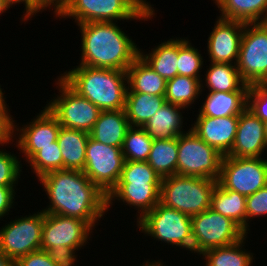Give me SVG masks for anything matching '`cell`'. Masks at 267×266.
<instances>
[{
	"instance_id": "cb8c5ba5",
	"label": "cell",
	"mask_w": 267,
	"mask_h": 266,
	"mask_svg": "<svg viewBox=\"0 0 267 266\" xmlns=\"http://www.w3.org/2000/svg\"><path fill=\"white\" fill-rule=\"evenodd\" d=\"M89 133L61 127L57 141L63 158V169L83 171Z\"/></svg>"
},
{
	"instance_id": "d4e9b609",
	"label": "cell",
	"mask_w": 267,
	"mask_h": 266,
	"mask_svg": "<svg viewBox=\"0 0 267 266\" xmlns=\"http://www.w3.org/2000/svg\"><path fill=\"white\" fill-rule=\"evenodd\" d=\"M205 74V84L201 83V94L204 85L209 92L248 91V85L240 76L236 64L210 62Z\"/></svg>"
},
{
	"instance_id": "44dd1931",
	"label": "cell",
	"mask_w": 267,
	"mask_h": 266,
	"mask_svg": "<svg viewBox=\"0 0 267 266\" xmlns=\"http://www.w3.org/2000/svg\"><path fill=\"white\" fill-rule=\"evenodd\" d=\"M184 107L165 103L144 125L145 131L153 139H173L189 130L184 131L183 115L180 110Z\"/></svg>"
},
{
	"instance_id": "8fae6325",
	"label": "cell",
	"mask_w": 267,
	"mask_h": 266,
	"mask_svg": "<svg viewBox=\"0 0 267 266\" xmlns=\"http://www.w3.org/2000/svg\"><path fill=\"white\" fill-rule=\"evenodd\" d=\"M217 182L225 189L249 196L267 185V159L225 155Z\"/></svg>"
},
{
	"instance_id": "484cf974",
	"label": "cell",
	"mask_w": 267,
	"mask_h": 266,
	"mask_svg": "<svg viewBox=\"0 0 267 266\" xmlns=\"http://www.w3.org/2000/svg\"><path fill=\"white\" fill-rule=\"evenodd\" d=\"M220 18L243 23L267 22V0H213Z\"/></svg>"
},
{
	"instance_id": "f1b7e54d",
	"label": "cell",
	"mask_w": 267,
	"mask_h": 266,
	"mask_svg": "<svg viewBox=\"0 0 267 266\" xmlns=\"http://www.w3.org/2000/svg\"><path fill=\"white\" fill-rule=\"evenodd\" d=\"M166 103L164 96L132 92L127 88L125 112L130 126L144 127L149 119Z\"/></svg>"
},
{
	"instance_id": "f6af8a7d",
	"label": "cell",
	"mask_w": 267,
	"mask_h": 266,
	"mask_svg": "<svg viewBox=\"0 0 267 266\" xmlns=\"http://www.w3.org/2000/svg\"><path fill=\"white\" fill-rule=\"evenodd\" d=\"M5 1L8 3L10 7H12L15 4L16 5L21 4V3L25 4L24 9L26 11L24 10L23 13L25 14L22 15V21L24 22L31 20V18L39 12L28 0H5Z\"/></svg>"
},
{
	"instance_id": "f546056e",
	"label": "cell",
	"mask_w": 267,
	"mask_h": 266,
	"mask_svg": "<svg viewBox=\"0 0 267 266\" xmlns=\"http://www.w3.org/2000/svg\"><path fill=\"white\" fill-rule=\"evenodd\" d=\"M178 137L154 139L147 162L162 178L177 174Z\"/></svg>"
},
{
	"instance_id": "1f68e13d",
	"label": "cell",
	"mask_w": 267,
	"mask_h": 266,
	"mask_svg": "<svg viewBox=\"0 0 267 266\" xmlns=\"http://www.w3.org/2000/svg\"><path fill=\"white\" fill-rule=\"evenodd\" d=\"M201 83L199 79L176 75L166 83L164 95L166 102L187 109L190 108L201 96Z\"/></svg>"
},
{
	"instance_id": "8d00e7d4",
	"label": "cell",
	"mask_w": 267,
	"mask_h": 266,
	"mask_svg": "<svg viewBox=\"0 0 267 266\" xmlns=\"http://www.w3.org/2000/svg\"><path fill=\"white\" fill-rule=\"evenodd\" d=\"M0 149V186L16 187L22 172L20 158Z\"/></svg>"
},
{
	"instance_id": "52a82bcc",
	"label": "cell",
	"mask_w": 267,
	"mask_h": 266,
	"mask_svg": "<svg viewBox=\"0 0 267 266\" xmlns=\"http://www.w3.org/2000/svg\"><path fill=\"white\" fill-rule=\"evenodd\" d=\"M223 155L191 129L178 137L177 175L218 180Z\"/></svg>"
},
{
	"instance_id": "d590c367",
	"label": "cell",
	"mask_w": 267,
	"mask_h": 266,
	"mask_svg": "<svg viewBox=\"0 0 267 266\" xmlns=\"http://www.w3.org/2000/svg\"><path fill=\"white\" fill-rule=\"evenodd\" d=\"M161 180L147 161H125L118 183H161Z\"/></svg>"
},
{
	"instance_id": "4dcf8cb0",
	"label": "cell",
	"mask_w": 267,
	"mask_h": 266,
	"mask_svg": "<svg viewBox=\"0 0 267 266\" xmlns=\"http://www.w3.org/2000/svg\"><path fill=\"white\" fill-rule=\"evenodd\" d=\"M247 234L238 242L228 246L206 250L201 255L206 260L205 266H251L254 260L252 253L244 247Z\"/></svg>"
},
{
	"instance_id": "f35d334b",
	"label": "cell",
	"mask_w": 267,
	"mask_h": 266,
	"mask_svg": "<svg viewBox=\"0 0 267 266\" xmlns=\"http://www.w3.org/2000/svg\"><path fill=\"white\" fill-rule=\"evenodd\" d=\"M260 216H267V185L246 196V234L250 231L249 220Z\"/></svg>"
},
{
	"instance_id": "e0dca14e",
	"label": "cell",
	"mask_w": 267,
	"mask_h": 266,
	"mask_svg": "<svg viewBox=\"0 0 267 266\" xmlns=\"http://www.w3.org/2000/svg\"><path fill=\"white\" fill-rule=\"evenodd\" d=\"M267 151L264 123L247 108L239 115L234 145L226 156L261 157Z\"/></svg>"
},
{
	"instance_id": "7c38bea8",
	"label": "cell",
	"mask_w": 267,
	"mask_h": 266,
	"mask_svg": "<svg viewBox=\"0 0 267 266\" xmlns=\"http://www.w3.org/2000/svg\"><path fill=\"white\" fill-rule=\"evenodd\" d=\"M124 162L122 148L88 138L83 172L106 196L117 185Z\"/></svg>"
},
{
	"instance_id": "bcb514c9",
	"label": "cell",
	"mask_w": 267,
	"mask_h": 266,
	"mask_svg": "<svg viewBox=\"0 0 267 266\" xmlns=\"http://www.w3.org/2000/svg\"><path fill=\"white\" fill-rule=\"evenodd\" d=\"M0 266H15V261L0 251Z\"/></svg>"
},
{
	"instance_id": "836d02e7",
	"label": "cell",
	"mask_w": 267,
	"mask_h": 266,
	"mask_svg": "<svg viewBox=\"0 0 267 266\" xmlns=\"http://www.w3.org/2000/svg\"><path fill=\"white\" fill-rule=\"evenodd\" d=\"M29 166L36 177L39 179L42 175L56 170H63V158L58 141L51 145L42 147L28 161Z\"/></svg>"
},
{
	"instance_id": "3957f363",
	"label": "cell",
	"mask_w": 267,
	"mask_h": 266,
	"mask_svg": "<svg viewBox=\"0 0 267 266\" xmlns=\"http://www.w3.org/2000/svg\"><path fill=\"white\" fill-rule=\"evenodd\" d=\"M61 75L75 92L101 111L125 109L128 88L126 71L78 65Z\"/></svg>"
},
{
	"instance_id": "2e32d148",
	"label": "cell",
	"mask_w": 267,
	"mask_h": 266,
	"mask_svg": "<svg viewBox=\"0 0 267 266\" xmlns=\"http://www.w3.org/2000/svg\"><path fill=\"white\" fill-rule=\"evenodd\" d=\"M215 23L207 40L208 61L236 64L245 23L220 17Z\"/></svg>"
},
{
	"instance_id": "ee69618b",
	"label": "cell",
	"mask_w": 267,
	"mask_h": 266,
	"mask_svg": "<svg viewBox=\"0 0 267 266\" xmlns=\"http://www.w3.org/2000/svg\"><path fill=\"white\" fill-rule=\"evenodd\" d=\"M39 12L46 10L47 8H53L54 14L60 13L64 0H28Z\"/></svg>"
},
{
	"instance_id": "277c9868",
	"label": "cell",
	"mask_w": 267,
	"mask_h": 266,
	"mask_svg": "<svg viewBox=\"0 0 267 266\" xmlns=\"http://www.w3.org/2000/svg\"><path fill=\"white\" fill-rule=\"evenodd\" d=\"M155 13L154 7L146 0H64L57 17H72L76 24H81L127 22L129 19L148 21Z\"/></svg>"
},
{
	"instance_id": "8992f818",
	"label": "cell",
	"mask_w": 267,
	"mask_h": 266,
	"mask_svg": "<svg viewBox=\"0 0 267 266\" xmlns=\"http://www.w3.org/2000/svg\"><path fill=\"white\" fill-rule=\"evenodd\" d=\"M140 231L156 241L193 253L191 217L160 202L137 221Z\"/></svg>"
},
{
	"instance_id": "7402d4cb",
	"label": "cell",
	"mask_w": 267,
	"mask_h": 266,
	"mask_svg": "<svg viewBox=\"0 0 267 266\" xmlns=\"http://www.w3.org/2000/svg\"><path fill=\"white\" fill-rule=\"evenodd\" d=\"M197 116L240 115L247 108L248 91L208 92Z\"/></svg>"
},
{
	"instance_id": "5b68a950",
	"label": "cell",
	"mask_w": 267,
	"mask_h": 266,
	"mask_svg": "<svg viewBox=\"0 0 267 266\" xmlns=\"http://www.w3.org/2000/svg\"><path fill=\"white\" fill-rule=\"evenodd\" d=\"M215 179L172 175L162 178L160 203L193 217L210 208Z\"/></svg>"
},
{
	"instance_id": "7bdbcfd3",
	"label": "cell",
	"mask_w": 267,
	"mask_h": 266,
	"mask_svg": "<svg viewBox=\"0 0 267 266\" xmlns=\"http://www.w3.org/2000/svg\"><path fill=\"white\" fill-rule=\"evenodd\" d=\"M15 189L16 187L0 186V220L9 214L11 208L13 209Z\"/></svg>"
},
{
	"instance_id": "ab89813d",
	"label": "cell",
	"mask_w": 267,
	"mask_h": 266,
	"mask_svg": "<svg viewBox=\"0 0 267 266\" xmlns=\"http://www.w3.org/2000/svg\"><path fill=\"white\" fill-rule=\"evenodd\" d=\"M78 250L71 247L59 246L58 248L48 249L46 252L57 266H74V263L77 262V255L75 253Z\"/></svg>"
},
{
	"instance_id": "7dc6e473",
	"label": "cell",
	"mask_w": 267,
	"mask_h": 266,
	"mask_svg": "<svg viewBox=\"0 0 267 266\" xmlns=\"http://www.w3.org/2000/svg\"><path fill=\"white\" fill-rule=\"evenodd\" d=\"M2 91L3 89H1V85H0V109H9L5 101L6 97H4L5 95Z\"/></svg>"
},
{
	"instance_id": "b9f144b4",
	"label": "cell",
	"mask_w": 267,
	"mask_h": 266,
	"mask_svg": "<svg viewBox=\"0 0 267 266\" xmlns=\"http://www.w3.org/2000/svg\"><path fill=\"white\" fill-rule=\"evenodd\" d=\"M10 109H0V145L14 142L13 138V116L8 112ZM12 117V118H11ZM12 141V142H11Z\"/></svg>"
},
{
	"instance_id": "603a6c76",
	"label": "cell",
	"mask_w": 267,
	"mask_h": 266,
	"mask_svg": "<svg viewBox=\"0 0 267 266\" xmlns=\"http://www.w3.org/2000/svg\"><path fill=\"white\" fill-rule=\"evenodd\" d=\"M150 53L139 50V56L166 81L178 75L179 38H170L152 48Z\"/></svg>"
},
{
	"instance_id": "5bb4252c",
	"label": "cell",
	"mask_w": 267,
	"mask_h": 266,
	"mask_svg": "<svg viewBox=\"0 0 267 266\" xmlns=\"http://www.w3.org/2000/svg\"><path fill=\"white\" fill-rule=\"evenodd\" d=\"M84 220L59 214L44 213L41 250L59 246L81 249L93 232Z\"/></svg>"
},
{
	"instance_id": "f907efd6",
	"label": "cell",
	"mask_w": 267,
	"mask_h": 266,
	"mask_svg": "<svg viewBox=\"0 0 267 266\" xmlns=\"http://www.w3.org/2000/svg\"><path fill=\"white\" fill-rule=\"evenodd\" d=\"M263 123H264V130H265V138L267 142V120L263 121Z\"/></svg>"
},
{
	"instance_id": "e575fe53",
	"label": "cell",
	"mask_w": 267,
	"mask_h": 266,
	"mask_svg": "<svg viewBox=\"0 0 267 266\" xmlns=\"http://www.w3.org/2000/svg\"><path fill=\"white\" fill-rule=\"evenodd\" d=\"M198 50L191 45L189 39H179L178 75L189 76L203 82L204 79L200 77V70L204 61Z\"/></svg>"
},
{
	"instance_id": "9a60e30c",
	"label": "cell",
	"mask_w": 267,
	"mask_h": 266,
	"mask_svg": "<svg viewBox=\"0 0 267 266\" xmlns=\"http://www.w3.org/2000/svg\"><path fill=\"white\" fill-rule=\"evenodd\" d=\"M40 112L30 123L27 122L26 126H17L13 120V138L19 134L16 136L18 138H14L17 139L15 145L24 154L26 162L42 147L57 141L61 128L58 119L46 106Z\"/></svg>"
},
{
	"instance_id": "7a4b0ae2",
	"label": "cell",
	"mask_w": 267,
	"mask_h": 266,
	"mask_svg": "<svg viewBox=\"0 0 267 266\" xmlns=\"http://www.w3.org/2000/svg\"><path fill=\"white\" fill-rule=\"evenodd\" d=\"M81 32L79 65L126 71L139 57V48L116 22L77 24Z\"/></svg>"
},
{
	"instance_id": "60d3db41",
	"label": "cell",
	"mask_w": 267,
	"mask_h": 266,
	"mask_svg": "<svg viewBox=\"0 0 267 266\" xmlns=\"http://www.w3.org/2000/svg\"><path fill=\"white\" fill-rule=\"evenodd\" d=\"M15 266H57L45 250H37L21 257Z\"/></svg>"
},
{
	"instance_id": "9c48e42d",
	"label": "cell",
	"mask_w": 267,
	"mask_h": 266,
	"mask_svg": "<svg viewBox=\"0 0 267 266\" xmlns=\"http://www.w3.org/2000/svg\"><path fill=\"white\" fill-rule=\"evenodd\" d=\"M193 252L228 246L240 241L246 233L230 218L207 209L191 217Z\"/></svg>"
},
{
	"instance_id": "ba28073f",
	"label": "cell",
	"mask_w": 267,
	"mask_h": 266,
	"mask_svg": "<svg viewBox=\"0 0 267 266\" xmlns=\"http://www.w3.org/2000/svg\"><path fill=\"white\" fill-rule=\"evenodd\" d=\"M59 95L46 107L58 119L61 127L91 131L101 110L90 100L75 92L60 76L56 80Z\"/></svg>"
},
{
	"instance_id": "681fc988",
	"label": "cell",
	"mask_w": 267,
	"mask_h": 266,
	"mask_svg": "<svg viewBox=\"0 0 267 266\" xmlns=\"http://www.w3.org/2000/svg\"><path fill=\"white\" fill-rule=\"evenodd\" d=\"M164 262L162 263V261L158 260V261H152V262H149V261H146L144 262L143 265L141 266H166Z\"/></svg>"
},
{
	"instance_id": "c3c4849f",
	"label": "cell",
	"mask_w": 267,
	"mask_h": 266,
	"mask_svg": "<svg viewBox=\"0 0 267 266\" xmlns=\"http://www.w3.org/2000/svg\"><path fill=\"white\" fill-rule=\"evenodd\" d=\"M9 8L10 6L5 0H0V15L6 12V10L8 11Z\"/></svg>"
},
{
	"instance_id": "ffe728a7",
	"label": "cell",
	"mask_w": 267,
	"mask_h": 266,
	"mask_svg": "<svg viewBox=\"0 0 267 266\" xmlns=\"http://www.w3.org/2000/svg\"><path fill=\"white\" fill-rule=\"evenodd\" d=\"M129 127L125 109L101 111L89 137L99 143L122 148Z\"/></svg>"
},
{
	"instance_id": "4fadbf2b",
	"label": "cell",
	"mask_w": 267,
	"mask_h": 266,
	"mask_svg": "<svg viewBox=\"0 0 267 266\" xmlns=\"http://www.w3.org/2000/svg\"><path fill=\"white\" fill-rule=\"evenodd\" d=\"M27 216L17 218L0 229V251L15 262L41 249L44 212L40 210Z\"/></svg>"
},
{
	"instance_id": "83f0119b",
	"label": "cell",
	"mask_w": 267,
	"mask_h": 266,
	"mask_svg": "<svg viewBox=\"0 0 267 266\" xmlns=\"http://www.w3.org/2000/svg\"><path fill=\"white\" fill-rule=\"evenodd\" d=\"M210 209L230 218L246 233V196L225 189L217 182L212 191Z\"/></svg>"
},
{
	"instance_id": "d6986e66",
	"label": "cell",
	"mask_w": 267,
	"mask_h": 266,
	"mask_svg": "<svg viewBox=\"0 0 267 266\" xmlns=\"http://www.w3.org/2000/svg\"><path fill=\"white\" fill-rule=\"evenodd\" d=\"M161 183H117L107 195V212L115 199L138 210L137 221L160 202ZM127 203V204H125Z\"/></svg>"
},
{
	"instance_id": "74e56055",
	"label": "cell",
	"mask_w": 267,
	"mask_h": 266,
	"mask_svg": "<svg viewBox=\"0 0 267 266\" xmlns=\"http://www.w3.org/2000/svg\"><path fill=\"white\" fill-rule=\"evenodd\" d=\"M247 109L262 122L267 120V83H253L247 95Z\"/></svg>"
},
{
	"instance_id": "30bf717a",
	"label": "cell",
	"mask_w": 267,
	"mask_h": 266,
	"mask_svg": "<svg viewBox=\"0 0 267 266\" xmlns=\"http://www.w3.org/2000/svg\"><path fill=\"white\" fill-rule=\"evenodd\" d=\"M236 67L248 85L267 83V22L245 23Z\"/></svg>"
},
{
	"instance_id": "4316f807",
	"label": "cell",
	"mask_w": 267,
	"mask_h": 266,
	"mask_svg": "<svg viewBox=\"0 0 267 266\" xmlns=\"http://www.w3.org/2000/svg\"><path fill=\"white\" fill-rule=\"evenodd\" d=\"M127 86L132 92L164 96L167 81L139 56L126 70Z\"/></svg>"
},
{
	"instance_id": "6da1fadb",
	"label": "cell",
	"mask_w": 267,
	"mask_h": 266,
	"mask_svg": "<svg viewBox=\"0 0 267 266\" xmlns=\"http://www.w3.org/2000/svg\"><path fill=\"white\" fill-rule=\"evenodd\" d=\"M49 205L44 213L84 220L92 229L107 211V196L80 170H56L42 175Z\"/></svg>"
},
{
	"instance_id": "ac0fdd59",
	"label": "cell",
	"mask_w": 267,
	"mask_h": 266,
	"mask_svg": "<svg viewBox=\"0 0 267 266\" xmlns=\"http://www.w3.org/2000/svg\"><path fill=\"white\" fill-rule=\"evenodd\" d=\"M196 122L190 129L209 146L214 147L223 156L234 145L239 115L225 117L196 116Z\"/></svg>"
},
{
	"instance_id": "d6a6232c",
	"label": "cell",
	"mask_w": 267,
	"mask_h": 266,
	"mask_svg": "<svg viewBox=\"0 0 267 266\" xmlns=\"http://www.w3.org/2000/svg\"><path fill=\"white\" fill-rule=\"evenodd\" d=\"M153 138L143 127L130 126L125 134L122 153L125 161H147Z\"/></svg>"
}]
</instances>
